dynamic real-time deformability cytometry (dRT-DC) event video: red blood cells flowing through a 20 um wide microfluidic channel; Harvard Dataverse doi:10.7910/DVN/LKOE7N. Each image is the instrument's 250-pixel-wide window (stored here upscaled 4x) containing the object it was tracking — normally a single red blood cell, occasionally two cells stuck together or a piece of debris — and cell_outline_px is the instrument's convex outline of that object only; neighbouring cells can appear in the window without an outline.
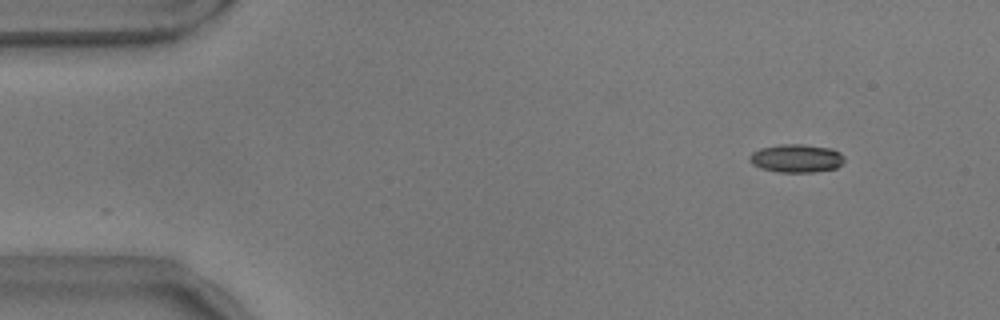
{"species": "common noctule bat (a hibernating species)", "species_latin": "Nyctalus noctula", "temperature_condition": "warm", "stored_images_in_passage": 50, "camera_frame_rate_fps": 3000, "um_per_image_px": 0.085, "animal": {"sex": "male", "body_mass_g": 17.9}, "frame": {"image": 1, "passage_image": 1, "time_ms": 0.0, "image_size_px": [1000, 320], "cell_outline_px": [[844, 160], [836, 168], [812, 172], [780, 172], [760, 168], [752, 164], [748, 160], [748, 156], [752, 152], [760, 148], [780, 144], [804, 144], [832, 148], [840, 152], [844, 156]], "centroid_in_image_um": [67.67, 13.44], "position_along_channel_um": 17.3, "area_um2": 15.72}}
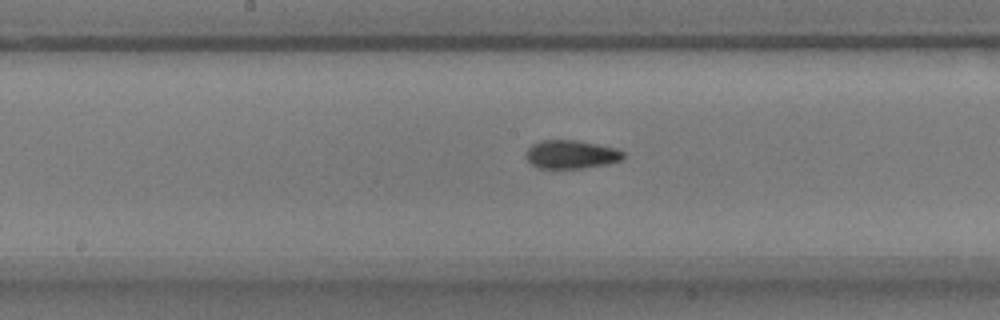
{"frame": {"image": 2, "passage_image": 24, "time_ms": 7.667, "image_size_px": [1000, 320], "cell_outline_px": [[624, 156], [620, 160], [608, 164], [580, 168], [536, 168], [524, 156], [524, 152], [532, 144], [540, 140], [576, 140], [616, 148], [624, 152]], "centroid_in_image_um": [48.5, 13.12], "position_along_channel_um": 199.7, "area_um2": 16.18}}
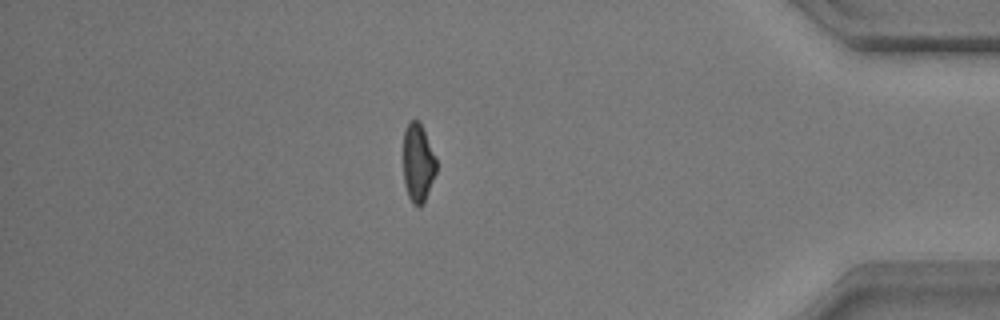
{"frame": {"image": 3, "passage_image": 44, "time_ms": 14.333, "image_size_px": [1000, 320], "cell_outline_px": [[436, 172], [424, 204], [420, 208], [416, 208], [412, 204], [408, 196], [404, 184], [404, 132], [408, 124], [412, 120], [420, 120], [436, 160]], "centroid_in_image_um": [35.53, 13.91], "position_along_channel_um": 399.7, "area_um2": 15.14}}